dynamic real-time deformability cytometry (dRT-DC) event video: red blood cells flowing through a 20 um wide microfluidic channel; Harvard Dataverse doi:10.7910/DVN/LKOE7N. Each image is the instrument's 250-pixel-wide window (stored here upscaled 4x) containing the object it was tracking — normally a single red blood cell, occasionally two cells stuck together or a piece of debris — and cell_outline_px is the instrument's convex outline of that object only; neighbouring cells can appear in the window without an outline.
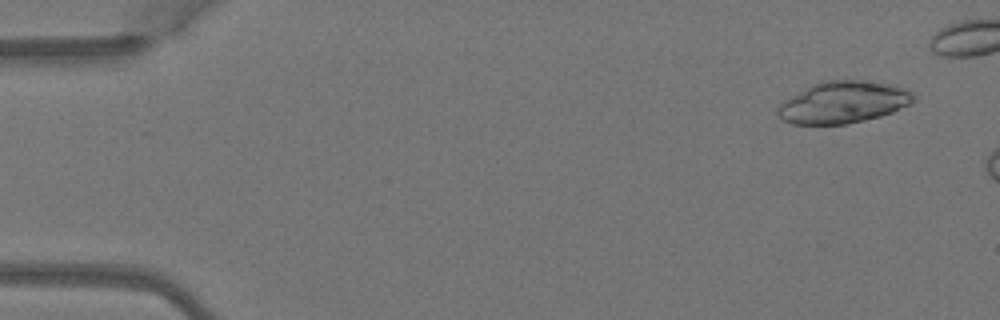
{"species": "Egyptian fruit bat (a non-hibernating species)", "species_latin": "Rousettus aegyptiacus", "temperature_condition": "warm", "stored_images_in_passage": 2, "camera_frame_rate_fps": 3000, "um_per_image_px": 0.085, "animal": {"sex": "female"}, "frame": {"image": 1, "passage_image": 1, "time_ms": 0.0, "image_size_px": [1000, 320], "cell_outline_px": [[916, 100], [912, 104], [892, 112], [880, 116], [864, 120], [844, 124], [792, 124], [780, 120], [776, 112], [776, 108], [784, 100], [812, 84], [820, 80], [864, 80], [888, 84], [908, 88], [916, 96]], "centroid_in_image_um": [71.68, 8.69], "position_along_channel_um": 13.3, "area_um2": 33.47}}